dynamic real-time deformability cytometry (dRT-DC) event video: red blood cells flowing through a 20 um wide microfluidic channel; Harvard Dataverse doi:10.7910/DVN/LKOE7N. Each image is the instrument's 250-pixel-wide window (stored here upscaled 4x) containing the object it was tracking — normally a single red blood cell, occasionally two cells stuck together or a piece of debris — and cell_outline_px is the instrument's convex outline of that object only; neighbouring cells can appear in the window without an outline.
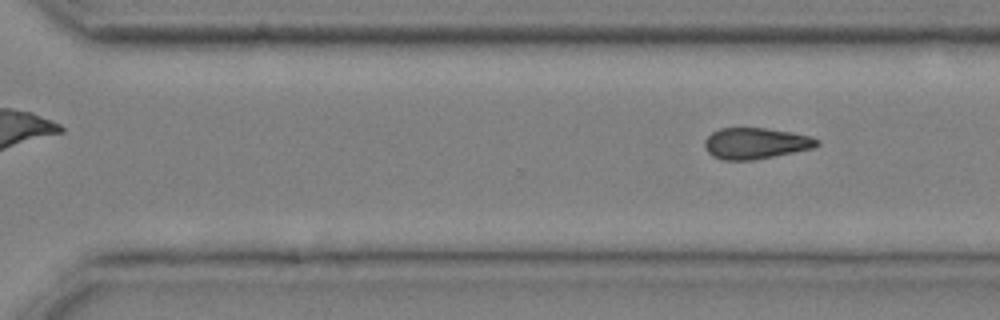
{"species": "common noctule bat (a hibernating species)", "species_latin": "Nyctalus noctula", "temperature_condition": "cold", "stored_images_in_passage": 10, "camera_frame_rate_fps": 3000, "um_per_image_px": 0.085, "animal": {"sex": "male", "body_mass_g": 20.4}, "frame": {"image": 1, "passage_image": 10, "time_ms": 3.0, "image_size_px": [1000, 320], "cell_outline_px": [[820, 144], [812, 148], [752, 160], [724, 160], [712, 156], [704, 148], [704, 140], [712, 132], [720, 128], [764, 128], [792, 132], [808, 136], [820, 140]], "centroid_in_image_um": [64.19, 12.18], "position_along_channel_um": 306.4, "area_um2": 20.23}}